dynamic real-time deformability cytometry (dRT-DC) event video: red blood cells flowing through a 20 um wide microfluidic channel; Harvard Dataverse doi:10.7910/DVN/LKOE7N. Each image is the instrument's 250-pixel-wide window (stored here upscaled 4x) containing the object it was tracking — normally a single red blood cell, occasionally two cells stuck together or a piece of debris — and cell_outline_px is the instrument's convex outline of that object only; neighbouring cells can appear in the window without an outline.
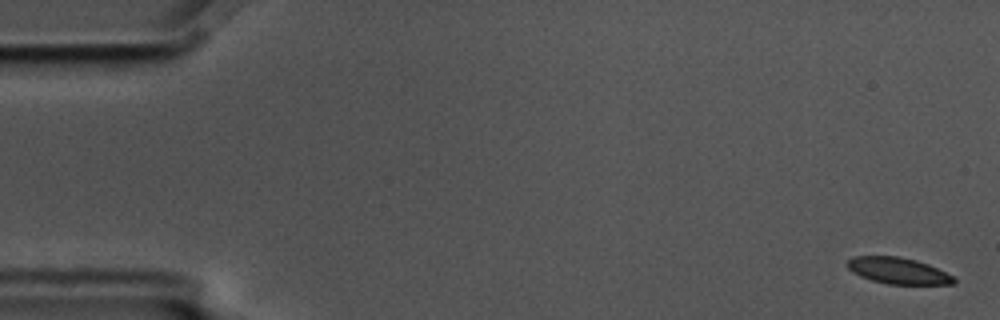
{"species": "common noctule bat (a hibernating species)", "species_latin": "Nyctalus noctula", "temperature_condition": "cold", "stored_images_in_passage": 8, "camera_frame_rate_fps": 3000, "um_per_image_px": 0.085, "animal": {"sex": "male", "body_mass_g": 17.5, "forearm_length_mm": 52.3}, "frame": {"image": 1, "passage_image": 1, "time_ms": 0.0, "image_size_px": [1000, 320], "cell_outline_px": [[956, 284], [888, 284], [872, 280], [860, 276], [852, 272], [848, 268], [848, 260], [852, 256], [900, 256], [916, 260], [928, 264], [952, 276], [956, 280]], "centroid_in_image_um": [76.32, 23.01], "position_along_channel_um": 8.7, "area_um2": 16.24}}